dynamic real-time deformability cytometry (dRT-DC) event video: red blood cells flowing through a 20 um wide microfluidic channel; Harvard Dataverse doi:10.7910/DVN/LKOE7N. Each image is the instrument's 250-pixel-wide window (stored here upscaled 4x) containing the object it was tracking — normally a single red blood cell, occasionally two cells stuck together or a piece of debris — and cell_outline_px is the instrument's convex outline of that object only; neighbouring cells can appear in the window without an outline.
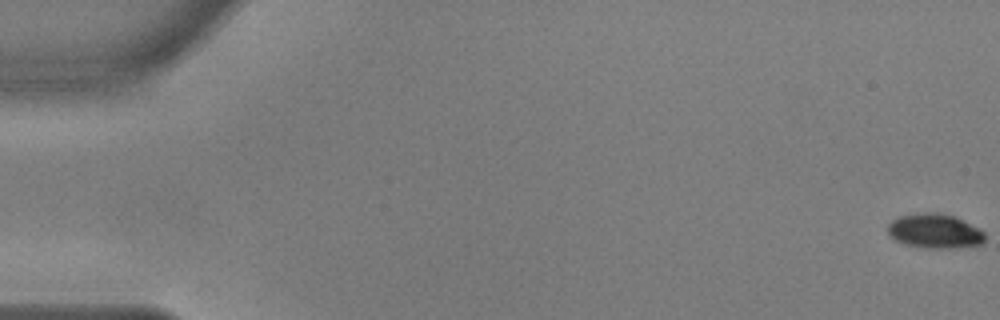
{"species": "common noctule bat (a hibernating species)", "species_latin": "Nyctalus noctula", "temperature_condition": "warm", "stored_images_in_passage": 57, "camera_frame_rate_fps": 3000, "um_per_image_px": 0.085, "animal": {"sex": "male", "body_mass_g": 17.9, "forearm_length_mm": 54.2}, "frame": {"image": 1, "passage_image": 1, "time_ms": 0.0, "image_size_px": [1000, 320], "cell_outline_px": [[984, 240], [980, 244], [948, 248], [928, 248], [904, 244], [896, 240], [888, 232], [888, 224], [892, 220], [900, 216], [924, 212], [936, 212], [956, 216], [984, 232]], "centroid_in_image_um": [79.43, 19.63], "position_along_channel_um": 5.6, "area_um2": 19.25}}
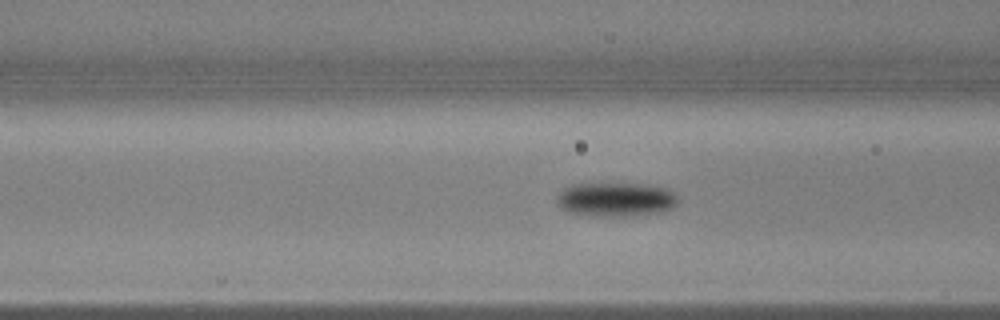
{"frame": {"image": 2, "passage_image": 23, "time_ms": 7.333, "image_size_px": [1000, 320], "cell_outline_px": [[680, 200], [672, 208], [664, 212], [624, 216], [588, 216], [568, 212], [556, 200], [556, 196], [564, 188], [572, 184], [608, 180], [648, 184], [668, 188]], "centroid_in_image_um": [52.35, 16.89], "position_along_channel_um": 114.2, "area_um2": 25.26}}
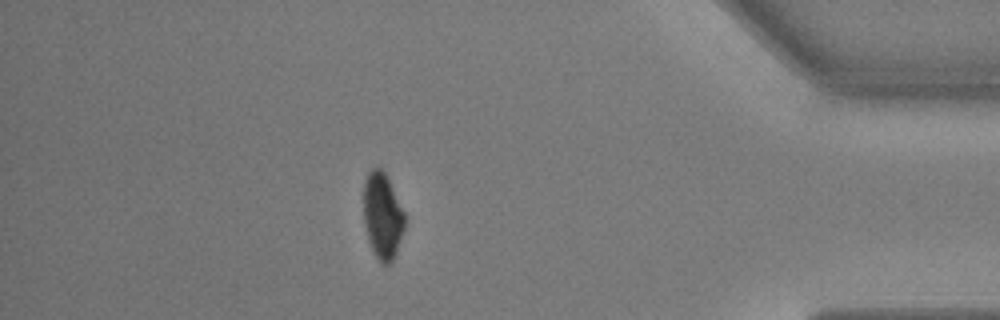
{"frame": {"image": 3, "passage_image": 50, "time_ms": 16.333, "image_size_px": [1000, 320], "cell_outline_px": [[404, 228], [396, 252], [392, 260], [388, 264], [380, 264], [376, 260], [372, 252], [368, 240], [364, 224], [364, 180], [368, 172], [372, 168], [380, 168], [384, 172], [404, 212]], "centroid_in_image_um": [32.48, 18.39], "position_along_channel_um": 402.7, "area_um2": 20.52}, "authors_computed_cell_mechanics": {"area_um2": 22.253, "velocity_mm_per_s": 3.6443, "shape_relaxation_time_tau1_ms": 2.2014, "shape_relaxation_time_tau2_ms": 9.4431, "deformation_change_tau1": 0.1467, "deformation_change_tau2": 0.079}}